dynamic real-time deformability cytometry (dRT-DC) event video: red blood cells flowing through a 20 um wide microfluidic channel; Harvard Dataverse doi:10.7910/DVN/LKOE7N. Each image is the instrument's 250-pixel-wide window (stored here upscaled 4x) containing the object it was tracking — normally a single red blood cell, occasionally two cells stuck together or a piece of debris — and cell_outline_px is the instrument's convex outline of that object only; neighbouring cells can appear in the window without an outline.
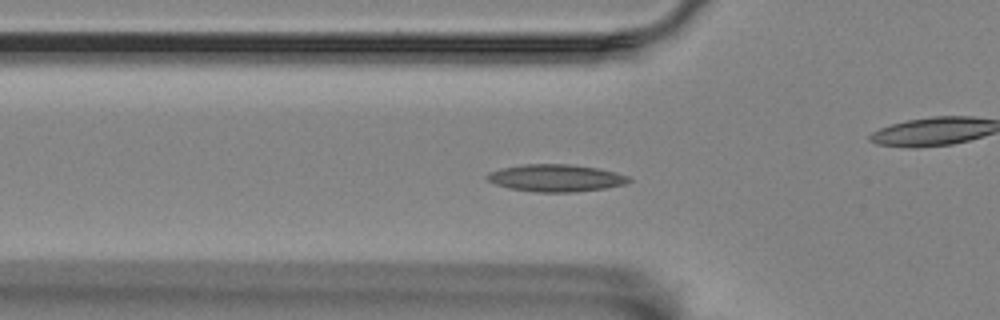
{"species": "Egyptian fruit bat (a non-hibernating species)", "species_latin": "Rousettus aegyptiacus", "temperature_condition": "room temperature", "stored_images_in_passage": 44, "camera_frame_rate_fps": 3000, "um_per_image_px": 0.085, "animal": {"sex": "female"}, "frame": {"image": 1, "passage_image": 17, "time_ms": 5.333, "image_size_px": [1000, 320], "cell_outline_px": [[632, 180], [628, 184], [604, 188], [572, 192], [536, 192], [508, 188], [496, 184], [488, 180], [484, 176], [488, 172], [500, 168], [524, 164], [568, 164], [596, 168], [616, 172], [628, 176]], "centroid_in_image_um": [47.23, 15.13], "position_along_channel_um": 78.6, "area_um2": 22.54}}
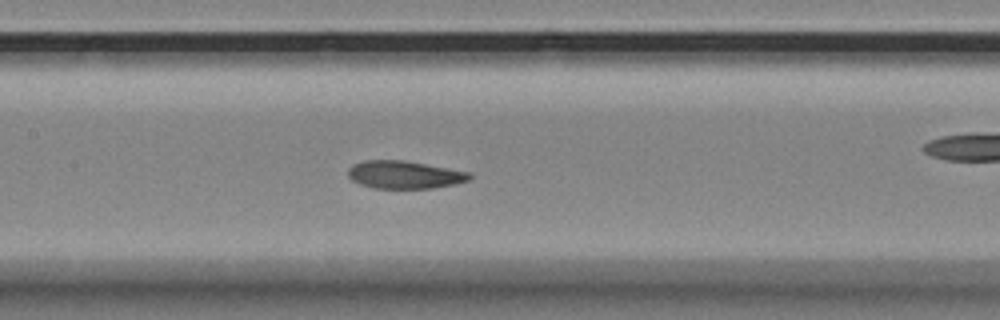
{"frame": {"image": 2, "passage_image": 25, "time_ms": 8.0, "image_size_px": [1000, 320], "cell_outline_px": [[472, 176], [468, 180], [452, 184], [432, 188], [372, 188], [360, 184], [352, 180], [348, 176], [348, 168], [352, 164], [364, 160], [404, 160], [468, 172]], "centroid_in_image_um": [34.31, 14.84], "position_along_channel_um": 173.1, "area_um2": 19.48}}
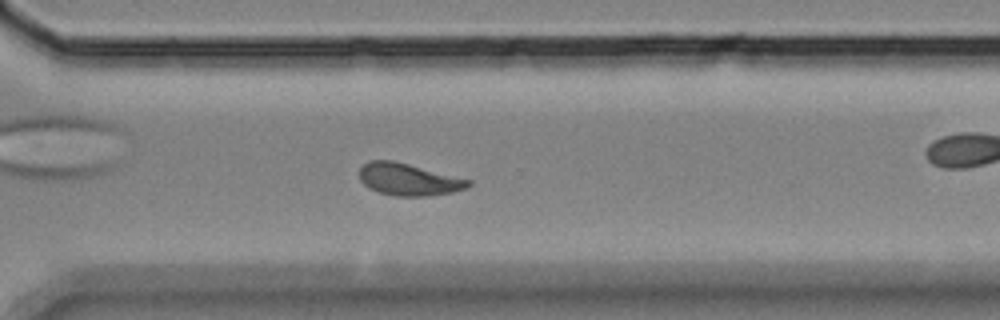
{"frame": {"image": 3, "passage_image": 39, "time_ms": 12.667, "image_size_px": [1000, 320], "cell_outline_px": [[472, 184], [468, 188], [452, 192], [428, 196], [396, 196], [380, 192], [368, 188], [360, 180], [360, 168], [364, 164], [372, 160], [392, 160], [472, 180]], "centroid_in_image_um": [34.75, 15.26], "position_along_channel_um": 335.8, "area_um2": 20.29}}